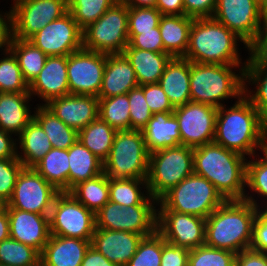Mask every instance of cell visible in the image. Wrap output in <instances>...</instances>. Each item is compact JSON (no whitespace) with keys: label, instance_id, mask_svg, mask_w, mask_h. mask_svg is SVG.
Masks as SVG:
<instances>
[{"label":"cell","instance_id":"cell-1","mask_svg":"<svg viewBox=\"0 0 267 266\" xmlns=\"http://www.w3.org/2000/svg\"><path fill=\"white\" fill-rule=\"evenodd\" d=\"M234 103L218 108L214 143L250 158L259 153L267 122L244 95Z\"/></svg>","mask_w":267,"mask_h":266},{"label":"cell","instance_id":"cell-2","mask_svg":"<svg viewBox=\"0 0 267 266\" xmlns=\"http://www.w3.org/2000/svg\"><path fill=\"white\" fill-rule=\"evenodd\" d=\"M247 160L214 142L193 148L194 173L208 179L226 200H243Z\"/></svg>","mask_w":267,"mask_h":266},{"label":"cell","instance_id":"cell-3","mask_svg":"<svg viewBox=\"0 0 267 266\" xmlns=\"http://www.w3.org/2000/svg\"><path fill=\"white\" fill-rule=\"evenodd\" d=\"M239 42L249 52L243 39L214 18H196L190 27L189 45L183 58L201 64L246 65L248 58L242 62Z\"/></svg>","mask_w":267,"mask_h":266},{"label":"cell","instance_id":"cell-4","mask_svg":"<svg viewBox=\"0 0 267 266\" xmlns=\"http://www.w3.org/2000/svg\"><path fill=\"white\" fill-rule=\"evenodd\" d=\"M257 210L245 200H226L206 218L205 245L236 254L250 248Z\"/></svg>","mask_w":267,"mask_h":266},{"label":"cell","instance_id":"cell-5","mask_svg":"<svg viewBox=\"0 0 267 266\" xmlns=\"http://www.w3.org/2000/svg\"><path fill=\"white\" fill-rule=\"evenodd\" d=\"M244 68L245 65L201 64L190 61L191 102L219 108L225 105L224 100H239L244 95Z\"/></svg>","mask_w":267,"mask_h":266},{"label":"cell","instance_id":"cell-6","mask_svg":"<svg viewBox=\"0 0 267 266\" xmlns=\"http://www.w3.org/2000/svg\"><path fill=\"white\" fill-rule=\"evenodd\" d=\"M225 201L208 179L193 173L158 201L157 211H175L206 219Z\"/></svg>","mask_w":267,"mask_h":266},{"label":"cell","instance_id":"cell-7","mask_svg":"<svg viewBox=\"0 0 267 266\" xmlns=\"http://www.w3.org/2000/svg\"><path fill=\"white\" fill-rule=\"evenodd\" d=\"M149 156L142 131H117L103 172L113 179H147Z\"/></svg>","mask_w":267,"mask_h":266},{"label":"cell","instance_id":"cell-8","mask_svg":"<svg viewBox=\"0 0 267 266\" xmlns=\"http://www.w3.org/2000/svg\"><path fill=\"white\" fill-rule=\"evenodd\" d=\"M194 173L193 148L184 145L157 150L150 154L147 186L159 201L174 186Z\"/></svg>","mask_w":267,"mask_h":266},{"label":"cell","instance_id":"cell-9","mask_svg":"<svg viewBox=\"0 0 267 266\" xmlns=\"http://www.w3.org/2000/svg\"><path fill=\"white\" fill-rule=\"evenodd\" d=\"M83 49L104 54L122 53L129 44L128 7L116 1L82 31Z\"/></svg>","mask_w":267,"mask_h":266},{"label":"cell","instance_id":"cell-10","mask_svg":"<svg viewBox=\"0 0 267 266\" xmlns=\"http://www.w3.org/2000/svg\"><path fill=\"white\" fill-rule=\"evenodd\" d=\"M49 224L50 235L92 240L96 218L70 192H60L52 205Z\"/></svg>","mask_w":267,"mask_h":266},{"label":"cell","instance_id":"cell-11","mask_svg":"<svg viewBox=\"0 0 267 266\" xmlns=\"http://www.w3.org/2000/svg\"><path fill=\"white\" fill-rule=\"evenodd\" d=\"M11 37L28 40L68 12V0H11Z\"/></svg>","mask_w":267,"mask_h":266},{"label":"cell","instance_id":"cell-12","mask_svg":"<svg viewBox=\"0 0 267 266\" xmlns=\"http://www.w3.org/2000/svg\"><path fill=\"white\" fill-rule=\"evenodd\" d=\"M157 206L123 207L109 201L95 213L96 228L128 231L143 237L150 236L157 231Z\"/></svg>","mask_w":267,"mask_h":266},{"label":"cell","instance_id":"cell-13","mask_svg":"<svg viewBox=\"0 0 267 266\" xmlns=\"http://www.w3.org/2000/svg\"><path fill=\"white\" fill-rule=\"evenodd\" d=\"M59 193L33 167H23L7 205L14 209L50 216L52 205Z\"/></svg>","mask_w":267,"mask_h":266},{"label":"cell","instance_id":"cell-14","mask_svg":"<svg viewBox=\"0 0 267 266\" xmlns=\"http://www.w3.org/2000/svg\"><path fill=\"white\" fill-rule=\"evenodd\" d=\"M107 54L80 49L67 56L69 94L98 97Z\"/></svg>","mask_w":267,"mask_h":266},{"label":"cell","instance_id":"cell-15","mask_svg":"<svg viewBox=\"0 0 267 266\" xmlns=\"http://www.w3.org/2000/svg\"><path fill=\"white\" fill-rule=\"evenodd\" d=\"M218 108L196 102H188L173 111L179 123L181 145L196 148L213 143Z\"/></svg>","mask_w":267,"mask_h":266},{"label":"cell","instance_id":"cell-16","mask_svg":"<svg viewBox=\"0 0 267 266\" xmlns=\"http://www.w3.org/2000/svg\"><path fill=\"white\" fill-rule=\"evenodd\" d=\"M28 41L47 56H68L83 48L82 30L69 11L48 23Z\"/></svg>","mask_w":267,"mask_h":266},{"label":"cell","instance_id":"cell-17","mask_svg":"<svg viewBox=\"0 0 267 266\" xmlns=\"http://www.w3.org/2000/svg\"><path fill=\"white\" fill-rule=\"evenodd\" d=\"M212 18L235 32L248 46L256 40L262 21L258 0H217Z\"/></svg>","mask_w":267,"mask_h":266},{"label":"cell","instance_id":"cell-18","mask_svg":"<svg viewBox=\"0 0 267 266\" xmlns=\"http://www.w3.org/2000/svg\"><path fill=\"white\" fill-rule=\"evenodd\" d=\"M206 219L175 211H157V232L175 246L192 250L205 245Z\"/></svg>","mask_w":267,"mask_h":266},{"label":"cell","instance_id":"cell-19","mask_svg":"<svg viewBox=\"0 0 267 266\" xmlns=\"http://www.w3.org/2000/svg\"><path fill=\"white\" fill-rule=\"evenodd\" d=\"M5 208L9 218L10 237L41 253L50 237L49 216L14 209L7 204Z\"/></svg>","mask_w":267,"mask_h":266},{"label":"cell","instance_id":"cell-20","mask_svg":"<svg viewBox=\"0 0 267 266\" xmlns=\"http://www.w3.org/2000/svg\"><path fill=\"white\" fill-rule=\"evenodd\" d=\"M44 106L67 126L79 131L98 118L99 98L68 94L52 99Z\"/></svg>","mask_w":267,"mask_h":266},{"label":"cell","instance_id":"cell-21","mask_svg":"<svg viewBox=\"0 0 267 266\" xmlns=\"http://www.w3.org/2000/svg\"><path fill=\"white\" fill-rule=\"evenodd\" d=\"M29 93L46 105L52 99L69 94L67 56H48L43 69L29 85Z\"/></svg>","mask_w":267,"mask_h":266},{"label":"cell","instance_id":"cell-22","mask_svg":"<svg viewBox=\"0 0 267 266\" xmlns=\"http://www.w3.org/2000/svg\"><path fill=\"white\" fill-rule=\"evenodd\" d=\"M142 238V235L128 231L96 228L91 246L117 266H127Z\"/></svg>","mask_w":267,"mask_h":266},{"label":"cell","instance_id":"cell-23","mask_svg":"<svg viewBox=\"0 0 267 266\" xmlns=\"http://www.w3.org/2000/svg\"><path fill=\"white\" fill-rule=\"evenodd\" d=\"M33 99L29 92H0V129L17 138L34 118Z\"/></svg>","mask_w":267,"mask_h":266},{"label":"cell","instance_id":"cell-24","mask_svg":"<svg viewBox=\"0 0 267 266\" xmlns=\"http://www.w3.org/2000/svg\"><path fill=\"white\" fill-rule=\"evenodd\" d=\"M91 240L50 235L40 253V266H81Z\"/></svg>","mask_w":267,"mask_h":266},{"label":"cell","instance_id":"cell-25","mask_svg":"<svg viewBox=\"0 0 267 266\" xmlns=\"http://www.w3.org/2000/svg\"><path fill=\"white\" fill-rule=\"evenodd\" d=\"M139 86L134 69L123 53L107 54L98 98L128 93Z\"/></svg>","mask_w":267,"mask_h":266},{"label":"cell","instance_id":"cell-26","mask_svg":"<svg viewBox=\"0 0 267 266\" xmlns=\"http://www.w3.org/2000/svg\"><path fill=\"white\" fill-rule=\"evenodd\" d=\"M158 83L174 108L191 102L190 61L183 57L171 58Z\"/></svg>","mask_w":267,"mask_h":266},{"label":"cell","instance_id":"cell-27","mask_svg":"<svg viewBox=\"0 0 267 266\" xmlns=\"http://www.w3.org/2000/svg\"><path fill=\"white\" fill-rule=\"evenodd\" d=\"M149 153L181 145L179 123L173 112L155 113L142 130Z\"/></svg>","mask_w":267,"mask_h":266},{"label":"cell","instance_id":"cell-28","mask_svg":"<svg viewBox=\"0 0 267 266\" xmlns=\"http://www.w3.org/2000/svg\"><path fill=\"white\" fill-rule=\"evenodd\" d=\"M122 53L132 65L139 86L158 83L166 64L172 58L168 53L137 48H125Z\"/></svg>","mask_w":267,"mask_h":266},{"label":"cell","instance_id":"cell-29","mask_svg":"<svg viewBox=\"0 0 267 266\" xmlns=\"http://www.w3.org/2000/svg\"><path fill=\"white\" fill-rule=\"evenodd\" d=\"M186 15H162L159 21L164 52L173 57H184L189 45V31L193 22Z\"/></svg>","mask_w":267,"mask_h":266},{"label":"cell","instance_id":"cell-30","mask_svg":"<svg viewBox=\"0 0 267 266\" xmlns=\"http://www.w3.org/2000/svg\"><path fill=\"white\" fill-rule=\"evenodd\" d=\"M50 149L52 145L48 136L33 118L17 137V159L24 167H34Z\"/></svg>","mask_w":267,"mask_h":266},{"label":"cell","instance_id":"cell-31","mask_svg":"<svg viewBox=\"0 0 267 266\" xmlns=\"http://www.w3.org/2000/svg\"><path fill=\"white\" fill-rule=\"evenodd\" d=\"M244 96L267 122V59L248 58L244 68Z\"/></svg>","mask_w":267,"mask_h":266},{"label":"cell","instance_id":"cell-32","mask_svg":"<svg viewBox=\"0 0 267 266\" xmlns=\"http://www.w3.org/2000/svg\"><path fill=\"white\" fill-rule=\"evenodd\" d=\"M69 191L82 181L103 173V162L77 140L68 149Z\"/></svg>","mask_w":267,"mask_h":266},{"label":"cell","instance_id":"cell-33","mask_svg":"<svg viewBox=\"0 0 267 266\" xmlns=\"http://www.w3.org/2000/svg\"><path fill=\"white\" fill-rule=\"evenodd\" d=\"M109 201L123 207L158 205V201L148 192L146 179L109 178Z\"/></svg>","mask_w":267,"mask_h":266},{"label":"cell","instance_id":"cell-34","mask_svg":"<svg viewBox=\"0 0 267 266\" xmlns=\"http://www.w3.org/2000/svg\"><path fill=\"white\" fill-rule=\"evenodd\" d=\"M68 149L52 148L33 167L59 192H69Z\"/></svg>","mask_w":267,"mask_h":266},{"label":"cell","instance_id":"cell-35","mask_svg":"<svg viewBox=\"0 0 267 266\" xmlns=\"http://www.w3.org/2000/svg\"><path fill=\"white\" fill-rule=\"evenodd\" d=\"M34 119L48 136L52 148L69 149L78 140V131L67 126L44 105H36Z\"/></svg>","mask_w":267,"mask_h":266},{"label":"cell","instance_id":"cell-36","mask_svg":"<svg viewBox=\"0 0 267 266\" xmlns=\"http://www.w3.org/2000/svg\"><path fill=\"white\" fill-rule=\"evenodd\" d=\"M117 130L99 117L78 131V140L104 162L110 153Z\"/></svg>","mask_w":267,"mask_h":266},{"label":"cell","instance_id":"cell-37","mask_svg":"<svg viewBox=\"0 0 267 266\" xmlns=\"http://www.w3.org/2000/svg\"><path fill=\"white\" fill-rule=\"evenodd\" d=\"M8 49L16 57L22 75L30 85L43 69L48 56L28 40L10 38Z\"/></svg>","mask_w":267,"mask_h":266},{"label":"cell","instance_id":"cell-38","mask_svg":"<svg viewBox=\"0 0 267 266\" xmlns=\"http://www.w3.org/2000/svg\"><path fill=\"white\" fill-rule=\"evenodd\" d=\"M259 154H255L247 160L246 188L250 190V193L246 191L243 198L257 209L267 208V163ZM259 201L262 202L259 203Z\"/></svg>","mask_w":267,"mask_h":266},{"label":"cell","instance_id":"cell-39","mask_svg":"<svg viewBox=\"0 0 267 266\" xmlns=\"http://www.w3.org/2000/svg\"><path fill=\"white\" fill-rule=\"evenodd\" d=\"M69 192L96 213L109 202V177L103 172L92 179L78 183Z\"/></svg>","mask_w":267,"mask_h":266},{"label":"cell","instance_id":"cell-40","mask_svg":"<svg viewBox=\"0 0 267 266\" xmlns=\"http://www.w3.org/2000/svg\"><path fill=\"white\" fill-rule=\"evenodd\" d=\"M128 95L99 98L98 117L117 131L130 130Z\"/></svg>","mask_w":267,"mask_h":266},{"label":"cell","instance_id":"cell-41","mask_svg":"<svg viewBox=\"0 0 267 266\" xmlns=\"http://www.w3.org/2000/svg\"><path fill=\"white\" fill-rule=\"evenodd\" d=\"M0 264L9 266H40V253L32 246L9 237L0 242Z\"/></svg>","mask_w":267,"mask_h":266},{"label":"cell","instance_id":"cell-42","mask_svg":"<svg viewBox=\"0 0 267 266\" xmlns=\"http://www.w3.org/2000/svg\"><path fill=\"white\" fill-rule=\"evenodd\" d=\"M0 56V92H29V85L22 75L14 54L6 49Z\"/></svg>","mask_w":267,"mask_h":266},{"label":"cell","instance_id":"cell-43","mask_svg":"<svg viewBox=\"0 0 267 266\" xmlns=\"http://www.w3.org/2000/svg\"><path fill=\"white\" fill-rule=\"evenodd\" d=\"M117 0H68V11L83 31L97 21Z\"/></svg>","mask_w":267,"mask_h":266},{"label":"cell","instance_id":"cell-44","mask_svg":"<svg viewBox=\"0 0 267 266\" xmlns=\"http://www.w3.org/2000/svg\"><path fill=\"white\" fill-rule=\"evenodd\" d=\"M236 253L207 245L190 250L188 266H235Z\"/></svg>","mask_w":267,"mask_h":266},{"label":"cell","instance_id":"cell-45","mask_svg":"<svg viewBox=\"0 0 267 266\" xmlns=\"http://www.w3.org/2000/svg\"><path fill=\"white\" fill-rule=\"evenodd\" d=\"M162 236L156 231L143 237L127 266H161Z\"/></svg>","mask_w":267,"mask_h":266},{"label":"cell","instance_id":"cell-46","mask_svg":"<svg viewBox=\"0 0 267 266\" xmlns=\"http://www.w3.org/2000/svg\"><path fill=\"white\" fill-rule=\"evenodd\" d=\"M127 95L130 109V130L142 131L153 116L143 94V85L131 89Z\"/></svg>","mask_w":267,"mask_h":266},{"label":"cell","instance_id":"cell-47","mask_svg":"<svg viewBox=\"0 0 267 266\" xmlns=\"http://www.w3.org/2000/svg\"><path fill=\"white\" fill-rule=\"evenodd\" d=\"M23 167L17 158L0 159V199L5 204L13 195L17 177Z\"/></svg>","mask_w":267,"mask_h":266},{"label":"cell","instance_id":"cell-48","mask_svg":"<svg viewBox=\"0 0 267 266\" xmlns=\"http://www.w3.org/2000/svg\"><path fill=\"white\" fill-rule=\"evenodd\" d=\"M162 14L155 8L128 7V31H153Z\"/></svg>","mask_w":267,"mask_h":266},{"label":"cell","instance_id":"cell-49","mask_svg":"<svg viewBox=\"0 0 267 266\" xmlns=\"http://www.w3.org/2000/svg\"><path fill=\"white\" fill-rule=\"evenodd\" d=\"M129 44L125 48H137L165 53L159 26L153 31H128Z\"/></svg>","mask_w":267,"mask_h":266},{"label":"cell","instance_id":"cell-50","mask_svg":"<svg viewBox=\"0 0 267 266\" xmlns=\"http://www.w3.org/2000/svg\"><path fill=\"white\" fill-rule=\"evenodd\" d=\"M143 94L153 114L160 112H173L174 107L167 98L159 83L143 85Z\"/></svg>","mask_w":267,"mask_h":266},{"label":"cell","instance_id":"cell-51","mask_svg":"<svg viewBox=\"0 0 267 266\" xmlns=\"http://www.w3.org/2000/svg\"><path fill=\"white\" fill-rule=\"evenodd\" d=\"M190 250L166 242L162 237L161 266H188Z\"/></svg>","mask_w":267,"mask_h":266},{"label":"cell","instance_id":"cell-52","mask_svg":"<svg viewBox=\"0 0 267 266\" xmlns=\"http://www.w3.org/2000/svg\"><path fill=\"white\" fill-rule=\"evenodd\" d=\"M250 248L267 253V208H259L253 223V239Z\"/></svg>","mask_w":267,"mask_h":266},{"label":"cell","instance_id":"cell-53","mask_svg":"<svg viewBox=\"0 0 267 266\" xmlns=\"http://www.w3.org/2000/svg\"><path fill=\"white\" fill-rule=\"evenodd\" d=\"M185 15L196 18H211L214 14L217 0H183Z\"/></svg>","mask_w":267,"mask_h":266},{"label":"cell","instance_id":"cell-54","mask_svg":"<svg viewBox=\"0 0 267 266\" xmlns=\"http://www.w3.org/2000/svg\"><path fill=\"white\" fill-rule=\"evenodd\" d=\"M248 58L267 59V16L262 17L259 34L249 46Z\"/></svg>","mask_w":267,"mask_h":266},{"label":"cell","instance_id":"cell-55","mask_svg":"<svg viewBox=\"0 0 267 266\" xmlns=\"http://www.w3.org/2000/svg\"><path fill=\"white\" fill-rule=\"evenodd\" d=\"M235 266H267V253L244 249L237 253Z\"/></svg>","mask_w":267,"mask_h":266},{"label":"cell","instance_id":"cell-56","mask_svg":"<svg viewBox=\"0 0 267 266\" xmlns=\"http://www.w3.org/2000/svg\"><path fill=\"white\" fill-rule=\"evenodd\" d=\"M0 129V159L17 158V138Z\"/></svg>","mask_w":267,"mask_h":266},{"label":"cell","instance_id":"cell-57","mask_svg":"<svg viewBox=\"0 0 267 266\" xmlns=\"http://www.w3.org/2000/svg\"><path fill=\"white\" fill-rule=\"evenodd\" d=\"M156 8L162 15H185L183 0H157Z\"/></svg>","mask_w":267,"mask_h":266},{"label":"cell","instance_id":"cell-58","mask_svg":"<svg viewBox=\"0 0 267 266\" xmlns=\"http://www.w3.org/2000/svg\"><path fill=\"white\" fill-rule=\"evenodd\" d=\"M81 266H117L110 262L104 255L98 252L93 246L87 249Z\"/></svg>","mask_w":267,"mask_h":266},{"label":"cell","instance_id":"cell-59","mask_svg":"<svg viewBox=\"0 0 267 266\" xmlns=\"http://www.w3.org/2000/svg\"><path fill=\"white\" fill-rule=\"evenodd\" d=\"M11 37L10 11L0 12V52L8 49Z\"/></svg>","mask_w":267,"mask_h":266},{"label":"cell","instance_id":"cell-60","mask_svg":"<svg viewBox=\"0 0 267 266\" xmlns=\"http://www.w3.org/2000/svg\"><path fill=\"white\" fill-rule=\"evenodd\" d=\"M10 237L9 218L6 208L0 212V242Z\"/></svg>","mask_w":267,"mask_h":266},{"label":"cell","instance_id":"cell-61","mask_svg":"<svg viewBox=\"0 0 267 266\" xmlns=\"http://www.w3.org/2000/svg\"><path fill=\"white\" fill-rule=\"evenodd\" d=\"M127 7L155 8L157 0H117Z\"/></svg>","mask_w":267,"mask_h":266},{"label":"cell","instance_id":"cell-62","mask_svg":"<svg viewBox=\"0 0 267 266\" xmlns=\"http://www.w3.org/2000/svg\"><path fill=\"white\" fill-rule=\"evenodd\" d=\"M258 151L262 154H260L259 156L267 163V127L263 132L262 140Z\"/></svg>","mask_w":267,"mask_h":266},{"label":"cell","instance_id":"cell-63","mask_svg":"<svg viewBox=\"0 0 267 266\" xmlns=\"http://www.w3.org/2000/svg\"><path fill=\"white\" fill-rule=\"evenodd\" d=\"M258 5L262 17L267 16V0H258Z\"/></svg>","mask_w":267,"mask_h":266},{"label":"cell","instance_id":"cell-64","mask_svg":"<svg viewBox=\"0 0 267 266\" xmlns=\"http://www.w3.org/2000/svg\"><path fill=\"white\" fill-rule=\"evenodd\" d=\"M5 203L0 199V212L5 208Z\"/></svg>","mask_w":267,"mask_h":266}]
</instances>
